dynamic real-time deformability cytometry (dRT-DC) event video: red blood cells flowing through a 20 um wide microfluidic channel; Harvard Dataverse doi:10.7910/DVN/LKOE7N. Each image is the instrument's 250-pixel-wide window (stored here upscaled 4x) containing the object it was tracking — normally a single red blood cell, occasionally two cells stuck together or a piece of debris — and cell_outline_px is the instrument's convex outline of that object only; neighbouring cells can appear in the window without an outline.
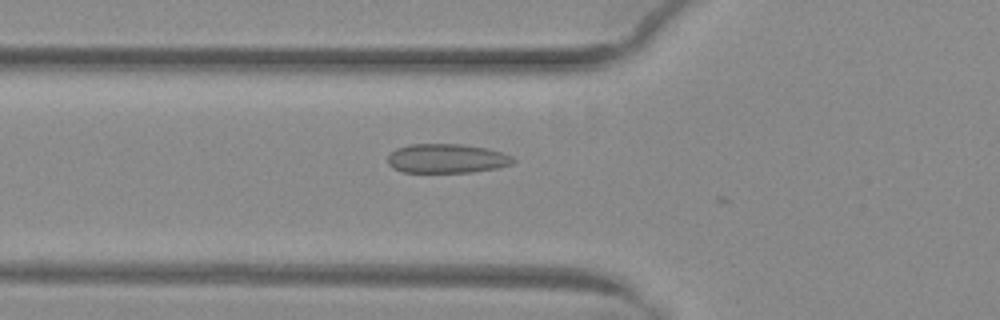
{"species": "common noctule bat (a hibernating species)", "species_latin": "Nyctalus noctula", "temperature_condition": "warm", "stored_images_in_passage": 5, "camera_frame_rate_fps": 3000, "um_per_image_px": 0.085, "animal": {"sex": "female", "body_mass_g": 29.2, "forearm_length_mm": 56.3}, "frame": {"image": 1, "passage_image": 3, "time_ms": 0.667, "image_size_px": [1000, 320], "cell_outline_px": [[516, 160], [512, 164], [496, 168], [472, 172], [404, 172], [392, 168], [388, 164], [388, 156], [396, 148], [408, 144], [460, 144], [488, 148], [512, 156]], "centroid_in_image_um": [37.96, 13.47], "position_along_channel_um": 87.8, "area_um2": 21.39}}